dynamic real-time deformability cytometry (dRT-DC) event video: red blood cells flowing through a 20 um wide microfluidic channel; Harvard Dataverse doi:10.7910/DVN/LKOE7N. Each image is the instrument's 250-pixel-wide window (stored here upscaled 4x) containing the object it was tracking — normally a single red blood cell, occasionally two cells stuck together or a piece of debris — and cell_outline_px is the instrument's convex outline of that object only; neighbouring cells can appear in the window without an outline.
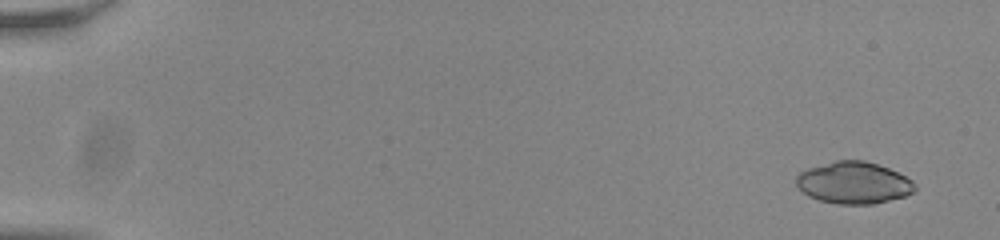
{"species": "common noctule bat (a hibernating species)", "species_latin": "Nyctalus noctula", "temperature_condition": "room temperature", "stored_images_in_passage": 20, "camera_frame_rate_fps": 3000, "um_per_image_px": 0.085, "animal": {"sex": "male", "body_mass_g": 20.0, "forearm_length_mm": 53.3}, "frame": {"image": 1, "passage_image": 1, "time_ms": 0.0, "image_size_px": [1000, 240], "cell_outline_px": [[916, 188], [912, 192], [904, 196], [872, 204], [836, 204], [820, 200], [808, 196], [796, 184], [796, 176], [800, 172], [808, 168], [836, 160], [864, 160], [888, 168], [912, 180], [916, 184]], "centroid_in_image_um": [72.55, 15.53], "position_along_channel_um": 12.5, "area_um2": 28.73}}